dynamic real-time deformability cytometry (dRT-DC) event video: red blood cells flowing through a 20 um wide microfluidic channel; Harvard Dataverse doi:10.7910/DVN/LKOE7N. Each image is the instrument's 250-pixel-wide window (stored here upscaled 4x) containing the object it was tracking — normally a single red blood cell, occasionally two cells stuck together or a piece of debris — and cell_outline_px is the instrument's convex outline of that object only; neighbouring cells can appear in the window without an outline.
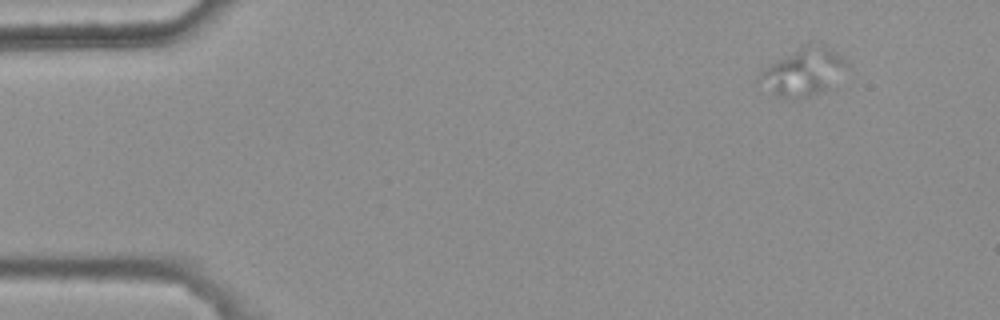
{"species": "common noctule bat (a hibernating species)", "species_latin": "Nyctalus noctula", "temperature_condition": "warm", "stored_images_in_passage": 5, "camera_frame_rate_fps": 3000, "um_per_image_px": 0.085, "animal": {"sex": "female", "body_mass_g": 25.1}, "frame": {"image": 1, "passage_image": 2, "time_ms": 0.333, "image_size_px": [1000, 320], "cell_outline_px": [[848, 68], [824, 88], [808, 96], [776, 96], [772, 92], [760, 72], [768, 64], [800, 48], [812, 44], [820, 44], [828, 48], [840, 56], [848, 64]], "centroid_in_image_um": [68.32, 6.05], "position_along_channel_um": 16.7, "area_um2": 22.14}}